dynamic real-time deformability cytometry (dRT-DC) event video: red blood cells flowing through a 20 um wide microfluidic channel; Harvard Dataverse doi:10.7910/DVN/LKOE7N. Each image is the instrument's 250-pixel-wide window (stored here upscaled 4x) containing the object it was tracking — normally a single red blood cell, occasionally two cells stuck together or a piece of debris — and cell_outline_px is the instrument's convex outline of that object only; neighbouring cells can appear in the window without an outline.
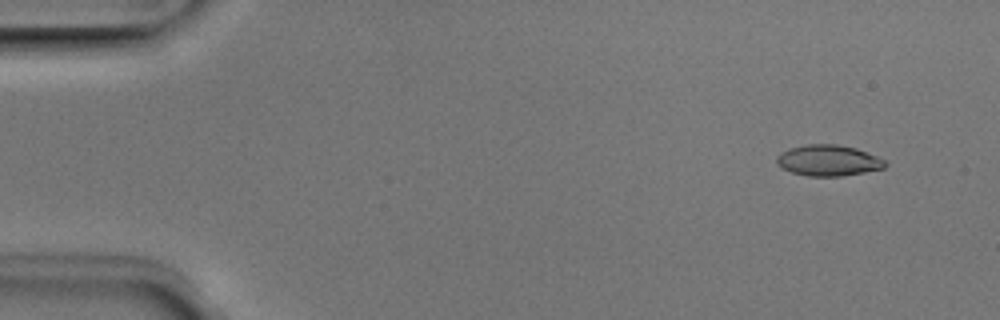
{"species": "Egyptian fruit bat (a non-hibernating species)", "species_latin": "Rousettus aegyptiacus", "temperature_condition": "room temperature", "stored_images_in_passage": 50, "camera_frame_rate_fps": 3000, "um_per_image_px": 0.085, "animal": {"sex": "male"}, "frame": {"image": 1, "passage_image": 4, "time_ms": 1.0, "image_size_px": [1000, 320], "cell_outline_px": [[888, 164], [884, 168], [864, 172], [840, 176], [808, 176], [792, 172], [776, 164], [776, 156], [780, 152], [788, 148], [808, 144], [836, 144], [856, 148], [876, 156], [884, 160]], "centroid_in_image_um": [70.38, 13.63], "position_along_channel_um": 14.6, "area_um2": 19.54}}
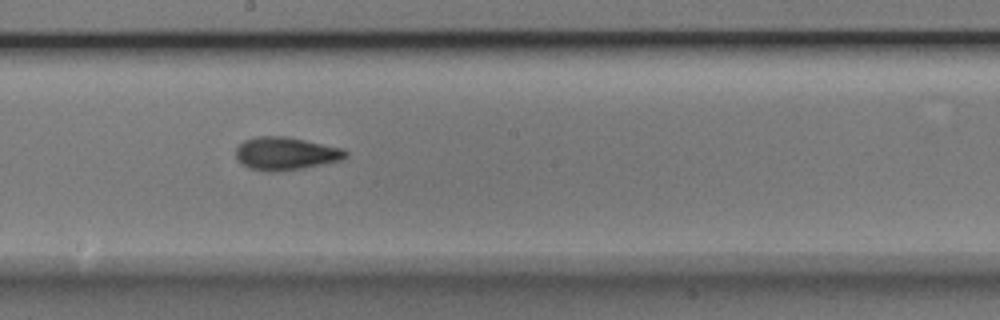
{"frame": {"image": 2, "passage_image": 28, "time_ms": 9.0, "image_size_px": [1000, 320], "cell_outline_px": [[348, 152], [340, 160], [300, 168], [276, 172], [272, 172], [248, 168], [236, 160], [236, 148], [244, 140], [256, 136], [284, 136], [344, 148]], "centroid_in_image_um": [24.22, 13.04], "position_along_channel_um": 224.0, "area_um2": 20.87}}
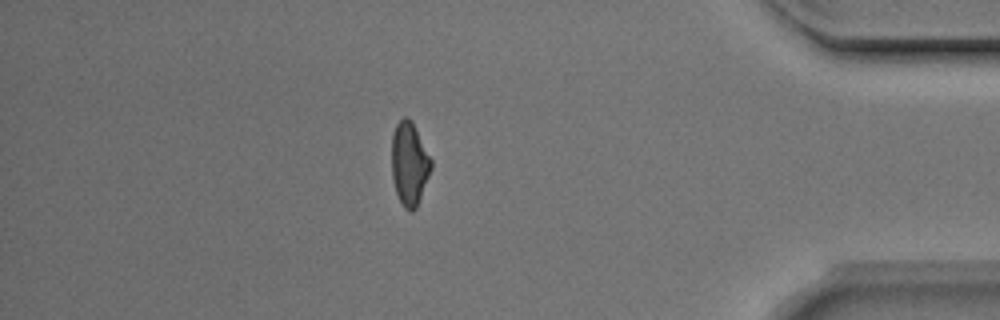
{"frame": {"image": 3, "passage_image": 44, "time_ms": 14.333, "image_size_px": [1000, 320], "cell_outline_px": [[432, 168], [416, 208], [412, 212], [408, 212], [404, 208], [396, 192], [392, 176], [392, 132], [396, 124], [404, 116], [408, 116], [412, 120], [432, 160]], "centroid_in_image_um": [34.8, 13.89], "position_along_channel_um": 400.4, "area_um2": 19.25}}